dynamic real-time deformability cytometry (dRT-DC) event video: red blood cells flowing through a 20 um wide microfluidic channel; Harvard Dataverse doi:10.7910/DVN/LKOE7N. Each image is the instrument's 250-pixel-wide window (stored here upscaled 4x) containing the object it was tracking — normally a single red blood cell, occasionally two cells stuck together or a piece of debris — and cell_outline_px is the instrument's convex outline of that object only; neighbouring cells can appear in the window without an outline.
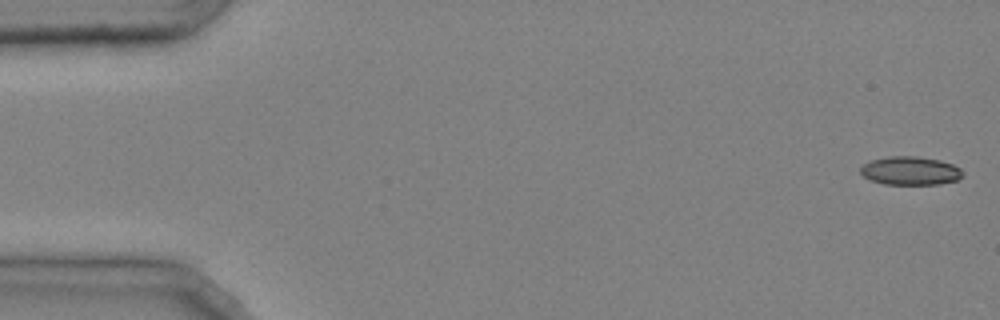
{"species": "common noctule bat (a hibernating species)", "species_latin": "Nyctalus noctula", "temperature_condition": "cold", "stored_images_in_passage": 47, "camera_frame_rate_fps": 3000, "um_per_image_px": 0.085, "animal": {"sex": "male", "body_mass_g": 20.4}, "frame": {"image": 1, "passage_image": 1, "time_ms": 0.0, "image_size_px": [1000, 320], "cell_outline_px": [[964, 176], [956, 180], [940, 184], [884, 184], [868, 180], [860, 172], [860, 168], [868, 160], [888, 156], [916, 156], [940, 160], [952, 164], [960, 168], [964, 172]], "centroid_in_image_um": [77.36, 14.51], "position_along_channel_um": 7.6, "area_um2": 17.17}}
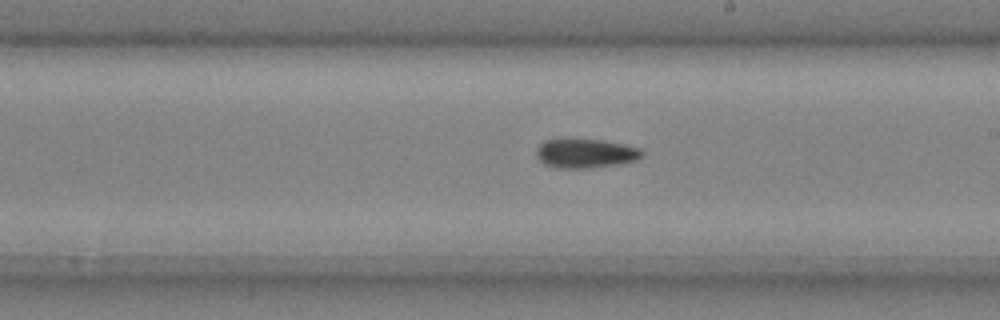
{"frame": {"image": 2, "passage_image": 28, "time_ms": 9.0, "image_size_px": [1000, 320], "cell_outline_px": [[644, 156], [636, 160], [616, 164], [584, 168], [556, 168], [544, 164], [536, 156], [536, 148], [544, 140], [560, 136], [568, 136], [600, 140], [624, 144], [640, 148], [644, 152]], "centroid_in_image_um": [49.7, 12.98], "position_along_channel_um": 239.3, "area_um2": 18.67}}
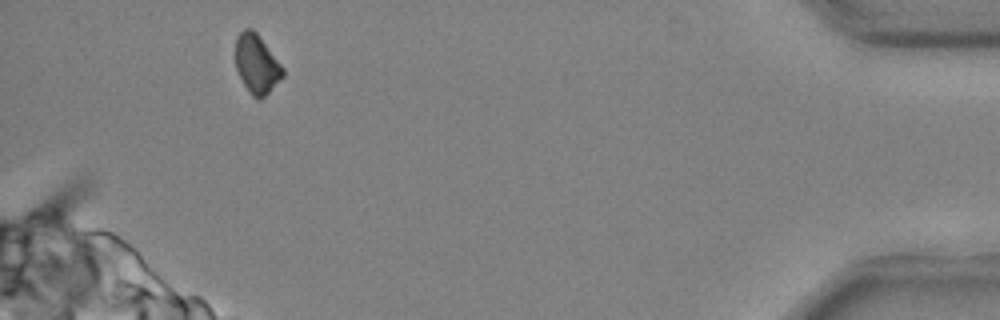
{"frame": {"image": 3, "passage_image": 45, "time_ms": 14.667, "image_size_px": [1000, 320], "cell_outline_px": [[284, 76], [260, 100], [256, 100], [252, 96], [244, 84], [236, 68], [236, 40], [240, 32], [244, 28], [252, 28], [256, 32], [284, 68]], "centroid_in_image_um": [21.82, 5.45], "position_along_channel_um": 413.4, "area_um2": 16.07}}